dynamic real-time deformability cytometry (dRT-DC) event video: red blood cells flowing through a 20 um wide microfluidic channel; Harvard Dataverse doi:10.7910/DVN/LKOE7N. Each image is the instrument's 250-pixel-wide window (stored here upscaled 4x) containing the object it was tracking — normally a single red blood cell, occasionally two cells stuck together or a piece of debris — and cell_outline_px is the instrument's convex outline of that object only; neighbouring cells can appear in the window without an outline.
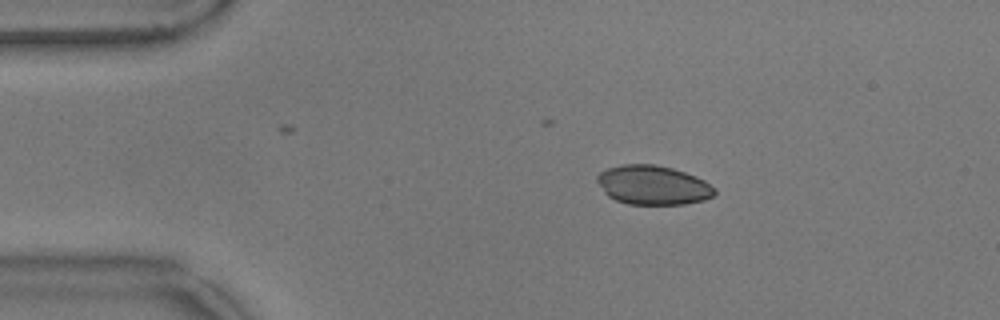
{"species": "common noctule bat (a hibernating species)", "species_latin": "Nyctalus noctula", "temperature_condition": "warm", "stored_images_in_passage": 43, "camera_frame_rate_fps": 3000, "um_per_image_px": 0.085, "animal": {"sex": "male", "body_mass_g": 17.9}, "frame": {"image": 1, "passage_image": 6, "time_ms": 1.667, "image_size_px": [1000, 320], "cell_outline_px": [[716, 192], [712, 196], [704, 200], [684, 204], [628, 204], [616, 200], [608, 196], [604, 192], [596, 180], [596, 176], [600, 172], [608, 168], [620, 164], [656, 164], [672, 168], [696, 176], [704, 180], [716, 188]], "centroid_in_image_um": [55.5, 15.73], "position_along_channel_um": 29.5, "area_um2": 26.93}}
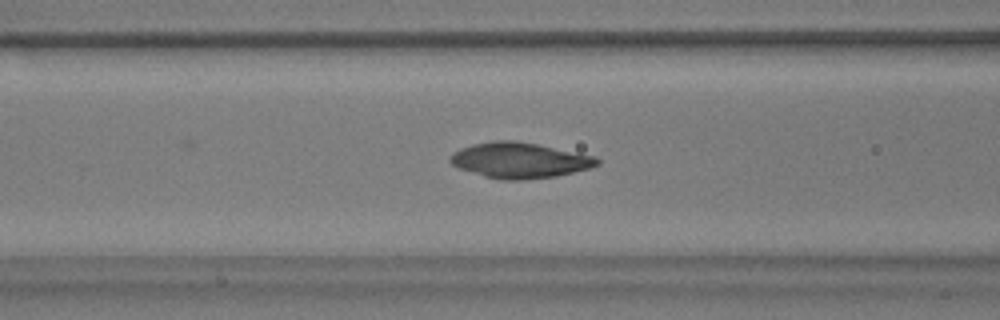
{"frame": {"image": 2, "passage_image": 18, "time_ms": 5.667, "image_size_px": [1000, 320], "cell_outline_px": [[600, 164], [592, 168], [556, 176], [524, 180], [500, 180], [484, 176], [460, 168], [452, 164], [448, 160], [452, 152], [460, 148], [472, 144], [492, 140], [516, 140], [596, 156], [600, 160]], "centroid_in_image_um": [44.17, 13.62], "position_along_channel_um": 122.4, "area_um2": 30.63}}
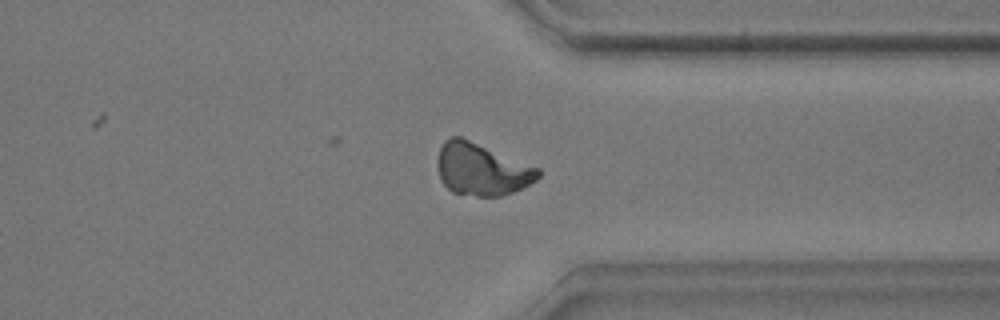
{"frame": {"image": 3, "passage_image": 39, "time_ms": 12.667, "image_size_px": [1000, 320], "cell_outline_px": [[540, 176], [536, 180], [512, 192], [500, 196], [476, 196], [452, 192], [440, 180], [436, 164], [436, 160], [440, 148], [444, 140], [452, 136], [460, 136], [540, 168]], "centroid_in_image_um": [40.91, 14.38], "position_along_channel_um": 370.5, "area_um2": 30.63}, "authors_computed_cell_mechanics": {"area_um2": 29.4202, "velocity_mm_per_s": 3.5749, "shape_relaxation_time_tau1_ms": 10.2924, "shape_relaxation_time_tau2_ms": 10.6864, "deformation_change_tau1": 0.0662, "deformation_change_tau2": 0.1078}}